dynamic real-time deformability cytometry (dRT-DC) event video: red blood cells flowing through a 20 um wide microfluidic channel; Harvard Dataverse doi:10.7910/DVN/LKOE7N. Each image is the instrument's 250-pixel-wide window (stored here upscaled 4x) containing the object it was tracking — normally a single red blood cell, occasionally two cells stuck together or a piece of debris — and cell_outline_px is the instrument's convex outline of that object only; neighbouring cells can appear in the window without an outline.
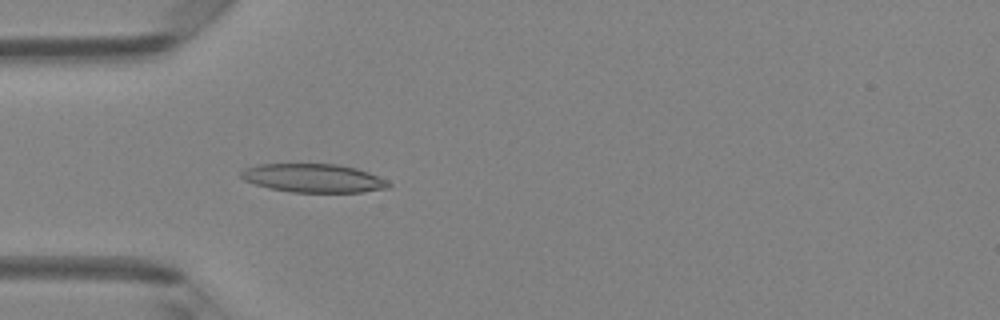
{"species": "Egyptian fruit bat (a non-hibernating species)", "species_latin": "Rousettus aegyptiacus", "temperature_condition": "room temperature", "stored_images_in_passage": 49, "camera_frame_rate_fps": 3000, "um_per_image_px": 0.085, "animal": {"sex": "female"}, "frame": {"image": 1, "passage_image": 15, "time_ms": 4.667, "image_size_px": [1000, 320], "cell_outline_px": [[392, 184], [388, 188], [364, 192], [292, 192], [268, 188], [244, 180], [240, 176], [240, 172], [244, 168], [260, 164], [336, 164], [356, 168], [368, 172], [388, 180]], "centroid_in_image_um": [26.66, 15.14], "position_along_channel_um": 58.3, "area_um2": 24.62}}
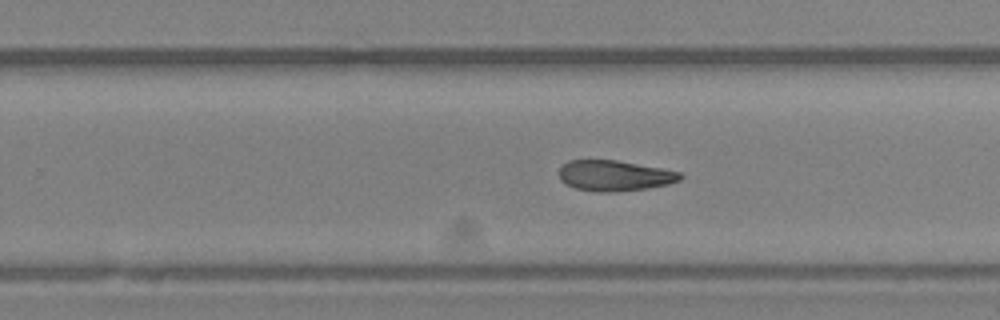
{"frame": {"image": 2, "passage_image": 31, "time_ms": 10.0, "image_size_px": [1000, 320], "cell_outline_px": [[684, 176], [680, 180], [668, 184], [648, 188], [612, 192], [596, 192], [576, 188], [564, 184], [560, 180], [560, 168], [568, 160], [616, 160], [660, 168], [680, 172]], "centroid_in_image_um": [52.22, 14.93], "position_along_channel_um": 277.6, "area_um2": 21.56}}
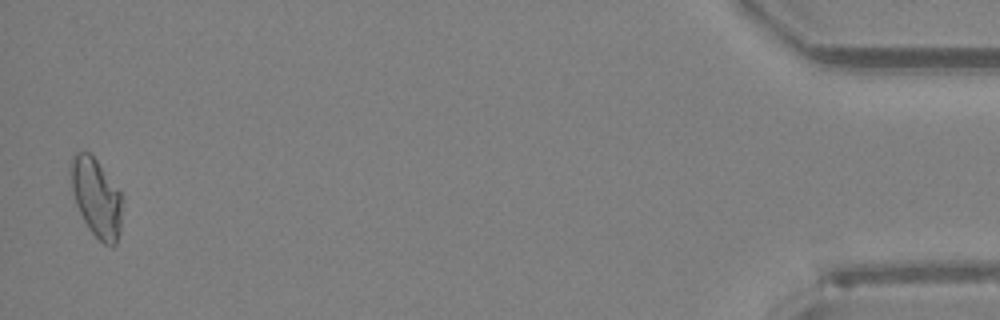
{"frame": {"image": 3, "passage_image": 48, "time_ms": 15.667, "image_size_px": [1000, 320], "cell_outline_px": [[120, 228], [116, 244], [112, 248], [104, 244], [88, 228], [76, 204], [72, 192], [68, 172], [68, 164], [72, 156], [76, 152], [88, 152], [96, 160], [120, 192]], "centroid_in_image_um": [8.12, 16.78], "position_along_channel_um": 427.1, "area_um2": 23.35}}